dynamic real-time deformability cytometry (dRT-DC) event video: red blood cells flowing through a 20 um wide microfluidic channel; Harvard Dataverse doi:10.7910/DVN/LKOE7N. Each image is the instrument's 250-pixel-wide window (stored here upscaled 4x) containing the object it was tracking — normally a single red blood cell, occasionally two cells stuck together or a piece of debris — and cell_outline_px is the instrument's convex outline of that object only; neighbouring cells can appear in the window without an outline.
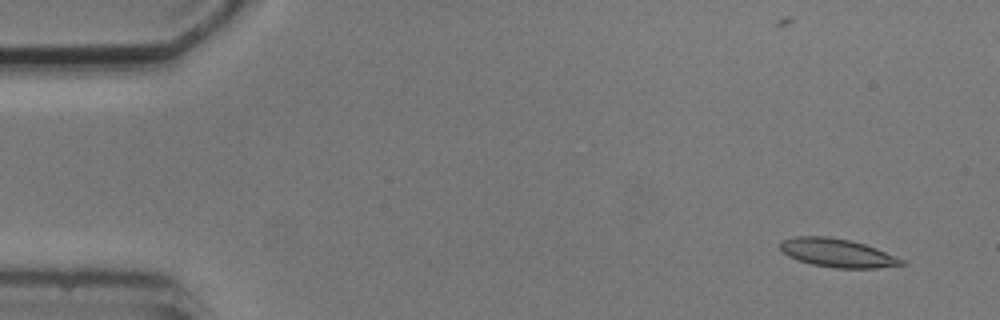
{"species": "common noctule bat (a hibernating species)", "species_latin": "Nyctalus noctula", "temperature_condition": "cold", "stored_images_in_passage": 6, "camera_frame_rate_fps": 3000, "um_per_image_px": 0.085, "animal": {"sex": "male", "body_mass_g": 20.5, "forearm_length_mm": 52.5}, "frame": {"image": 1, "passage_image": 1, "time_ms": 0.0, "image_size_px": [1000, 320], "cell_outline_px": [[904, 264], [876, 268], [836, 268], [812, 264], [788, 256], [780, 248], [780, 240], [796, 236], [828, 236], [848, 240], [864, 244], [876, 248], [896, 256], [904, 260]], "centroid_in_image_um": [71.15, 21.49], "position_along_channel_um": 13.8, "area_um2": 19.94}}
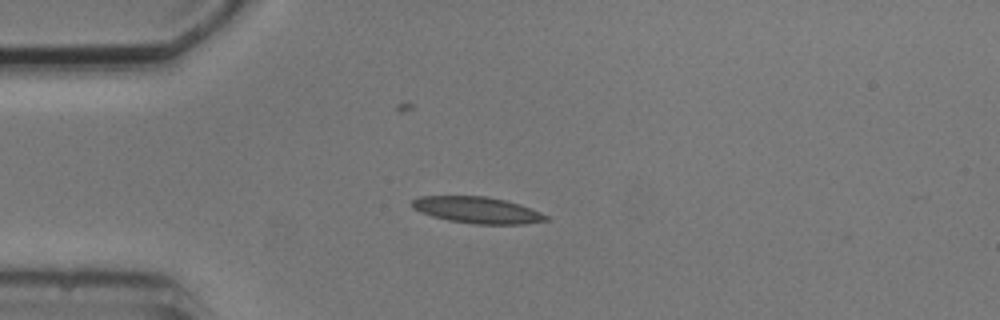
{"frame": {"image": 2, "passage_image": 4, "time_ms": 3.333, "image_size_px": [1000, 320], "cell_outline_px": [[548, 220], [524, 224], [476, 224], [448, 220], [432, 216], [420, 212], [412, 208], [412, 200], [420, 196], [488, 196], [520, 204], [540, 212], [548, 216]], "centroid_in_image_um": [40.56, 17.85], "position_along_channel_um": 44.4, "area_um2": 20.58}}
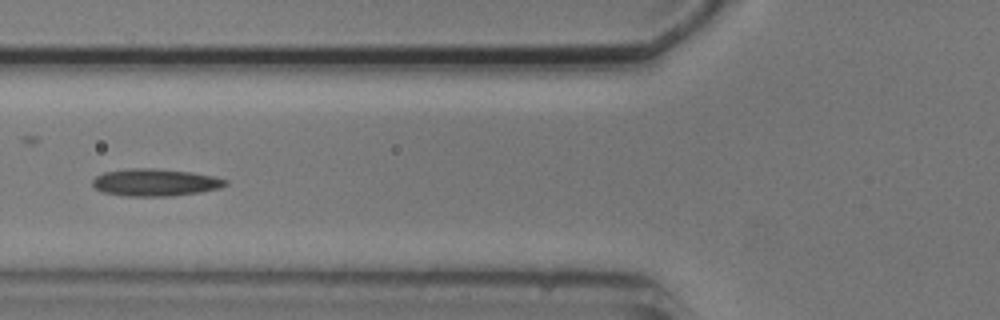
{"frame": {"image": 3, "passage_image": 6, "time_ms": 5.667, "image_size_px": [1000, 320], "cell_outline_px": [[228, 184], [220, 188], [200, 192], [172, 196], [124, 196], [104, 192], [96, 188], [92, 184], [92, 180], [96, 176], [104, 172], [128, 168], [156, 168], [192, 172], [216, 176], [228, 180]], "centroid_in_image_um": [13.22, 15.5], "position_along_channel_um": 112.6, "area_um2": 21.33}}